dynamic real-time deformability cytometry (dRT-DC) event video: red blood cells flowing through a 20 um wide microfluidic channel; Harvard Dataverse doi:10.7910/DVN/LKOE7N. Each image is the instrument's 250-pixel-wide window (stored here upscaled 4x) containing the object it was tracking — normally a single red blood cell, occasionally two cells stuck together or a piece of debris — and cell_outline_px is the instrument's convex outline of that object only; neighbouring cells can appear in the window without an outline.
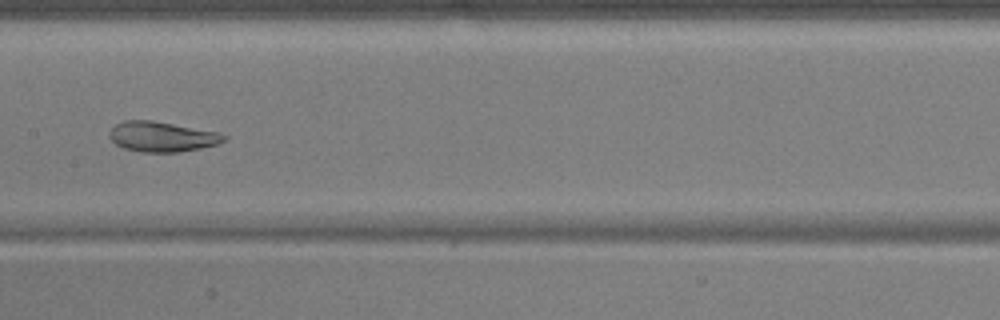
{"species": "common noctule bat (a hibernating species)", "species_latin": "Nyctalus noctula", "temperature_condition": "warm", "stored_images_in_passage": 37, "camera_frame_rate_fps": 3000, "um_per_image_px": 0.085, "animal": {"sex": "male", "body_mass_g": 17.9, "forearm_length_mm": 54.2}, "frame": {"image": 1, "passage_image": 16, "time_ms": 5.0, "image_size_px": [1000, 320], "cell_outline_px": [[228, 136], [224, 140], [216, 144], [200, 148], [180, 152], [140, 152], [124, 148], [116, 144], [108, 136], [108, 132], [116, 124], [124, 120], [152, 120], [220, 132]], "centroid_in_image_um": [13.76, 11.61], "position_along_channel_um": 193.6, "area_um2": 20.17}}
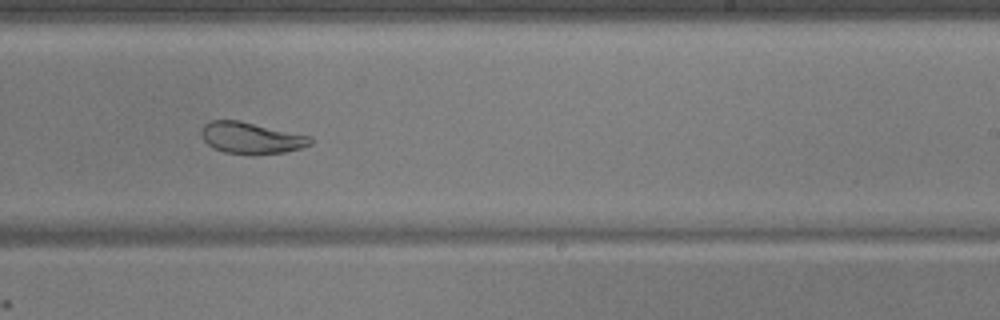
{"frame": {"image": 2, "passage_image": 22, "time_ms": 7.0, "image_size_px": [1000, 320], "cell_outline_px": [[316, 140], [312, 144], [300, 148], [284, 152], [256, 156], [248, 156], [224, 152], [208, 144], [204, 140], [200, 132], [204, 124], [212, 120], [240, 120], [312, 136]], "centroid_in_image_um": [21.4, 11.74], "position_along_channel_um": 267.6, "area_um2": 20.52}, "authors_computed_cell_mechanics": {"area_um2": 21.5594, "velocity_mm_per_s": 3.7141, "shape_relaxation_time_tau1_ms": 9.8333, "shape_relaxation_time_tau2_ms": 1.8, "deformation_change_tau1": 0.2337, "deformation_change_tau2": 0.052}}